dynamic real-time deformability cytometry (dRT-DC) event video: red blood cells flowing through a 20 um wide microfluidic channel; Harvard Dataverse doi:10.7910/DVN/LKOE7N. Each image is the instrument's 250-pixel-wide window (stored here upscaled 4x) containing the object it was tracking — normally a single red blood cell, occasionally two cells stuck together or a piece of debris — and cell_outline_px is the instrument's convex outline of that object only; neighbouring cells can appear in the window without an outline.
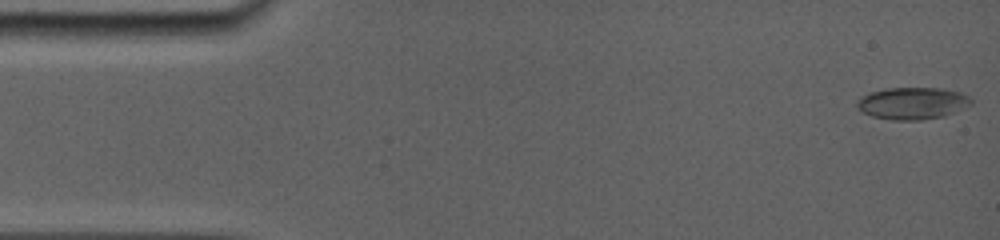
{"species": "common noctule bat (a hibernating species)", "species_latin": "Nyctalus noctula", "temperature_condition": "room temperature", "stored_images_in_passage": 58, "camera_frame_rate_fps": 5000, "um_per_image_px": 0.085, "animal": {"sex": "female", "body_mass_g": 19.0, "forearm_length_mm": 56.7}, "frame": {"image": 1, "passage_image": 1, "time_ms": 0.0, "image_size_px": [1000, 240], "cell_outline_px": [[972, 104], [944, 116], [920, 120], [892, 120], [872, 116], [860, 112], [856, 104], [860, 96], [868, 92], [888, 88], [940, 88], [960, 92], [968, 96], [972, 100]], "centroid_in_image_um": [77.52, 8.77], "position_along_channel_um": 7.5, "area_um2": 21.39}}
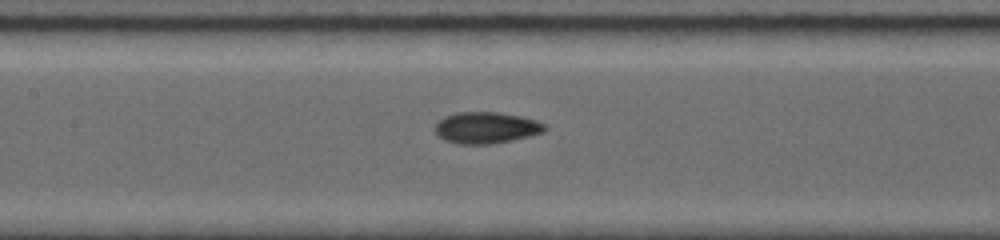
{"frame": {"image": 2, "passage_image": 34, "time_ms": 7.2, "image_size_px": [1000, 240], "cell_outline_px": [[548, 128], [544, 132], [512, 140], [492, 144], [460, 144], [444, 140], [436, 132], [436, 124], [444, 116], [456, 112], [500, 112], [520, 116], [536, 120], [544, 124]], "centroid_in_image_um": [41.34, 10.85], "position_along_channel_um": 166.1, "area_um2": 20.06}}
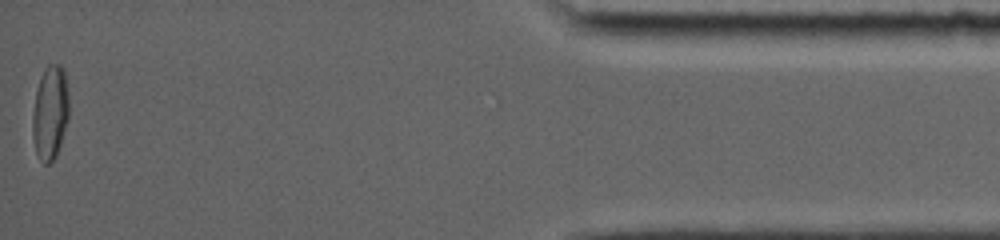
{"frame": {"image": 3, "passage_image": 58, "time_ms": 15.8, "image_size_px": [1000, 240], "cell_outline_px": [[68, 120], [56, 156], [48, 164], [44, 164], [40, 160], [36, 152], [32, 136], [32, 116], [36, 92], [44, 68], [48, 64], [60, 64], [64, 68], [68, 88]], "centroid_in_image_um": [4.27, 9.55], "position_along_channel_um": 430.9, "area_um2": 20.06}, "authors_computed_cell_mechanics": {"area_um2": 19.652, "velocity_mm_per_s": 3.8886, "shape_relaxation_time_tau1_ms": null, "shape_relaxation_time_tau2_ms": 2.5219, "deformation_change_tau1": null, "deformation_change_tau2": 0.0511}}